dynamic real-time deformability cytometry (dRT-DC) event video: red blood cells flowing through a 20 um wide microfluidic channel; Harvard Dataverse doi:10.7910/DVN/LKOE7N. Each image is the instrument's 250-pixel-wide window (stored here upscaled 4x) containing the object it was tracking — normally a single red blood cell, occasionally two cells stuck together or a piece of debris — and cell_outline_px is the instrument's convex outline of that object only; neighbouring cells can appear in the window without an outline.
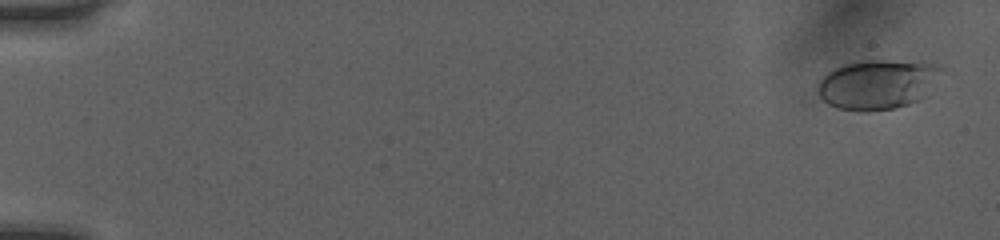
{"species": "human", "species_latin": "Homo sapiens", "temperature_condition": "room temperature", "stored_images_in_passage": 52, "camera_frame_rate_fps": 3000, "um_per_image_px": 0.085, "donor": {"sex": "female"}, "frame": {"image": 1, "passage_image": 2, "time_ms": 0.333, "image_size_px": [1000, 240], "cell_outline_px": [[952, 72], [928, 96], [920, 100], [908, 104], [892, 108], [864, 112], [860, 112], [836, 108], [828, 104], [816, 92], [816, 88], [820, 80], [828, 72], [840, 64], [856, 60], [884, 60], [932, 64]], "centroid_in_image_um": [74.71, 7.16], "position_along_channel_um": 10.3, "area_um2": 37.17}}
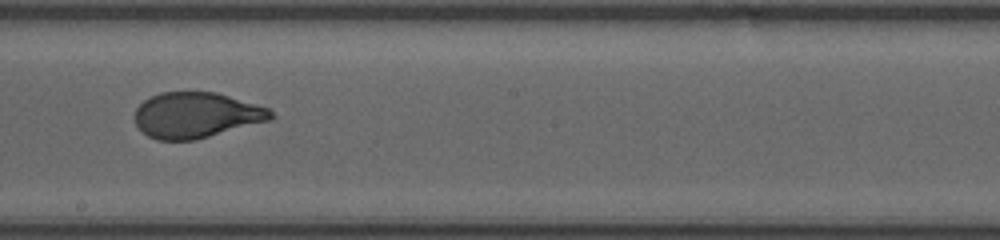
{"frame": {"image": 2, "passage_image": 31, "time_ms": 10.0, "image_size_px": [1000, 240], "cell_outline_px": [[276, 116], [272, 120], [192, 140], [156, 140], [148, 136], [136, 124], [136, 108], [144, 100], [160, 92], [216, 92], [256, 104], [268, 108]], "centroid_in_image_um": [16.7, 9.78], "position_along_channel_um": 231.5, "area_um2": 35.89}}
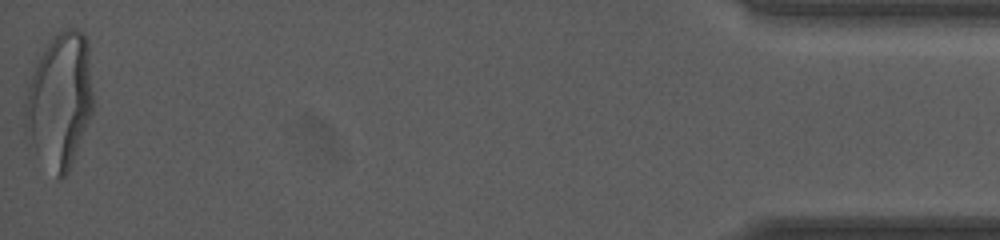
{"frame": {"image": 3, "passage_image": 52, "time_ms": 17.0, "image_size_px": [1000, 240], "cell_outline_px": [[92, 112], [68, 172], [60, 180], [56, 176], [24, 132], [24, 104], [28, 84], [36, 64], [40, 56], [52, 36], [60, 28], [76, 28], [84, 32], [88, 40], [92, 92]], "centroid_in_image_um": [5.08, 8.44], "position_along_channel_um": 430.1, "area_um2": 53.06}, "authors_computed_cell_mechanics": {"area_um2": 36.8475, "velocity_mm_per_s": 4.0477, "shape_relaxation_time_tau1_ms": 4.041, "shape_relaxation_time_tau2_ms": null, "deformation_change_tau1": 0.2004, "deformation_change_tau2": null}}